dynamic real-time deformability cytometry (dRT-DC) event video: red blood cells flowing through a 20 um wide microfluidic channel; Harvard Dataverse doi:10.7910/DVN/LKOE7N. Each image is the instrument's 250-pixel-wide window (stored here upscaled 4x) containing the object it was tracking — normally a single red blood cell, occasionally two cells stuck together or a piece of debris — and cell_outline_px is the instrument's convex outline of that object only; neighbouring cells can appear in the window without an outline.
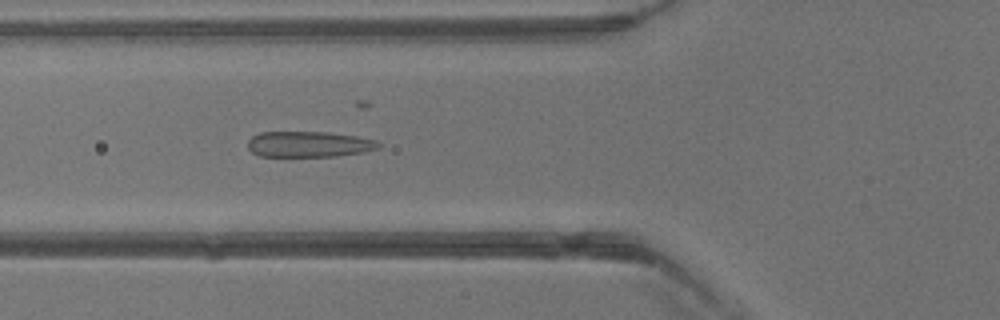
{"species": "common noctule bat (a hibernating species)", "species_latin": "Nyctalus noctula", "temperature_condition": "warm", "stored_images_in_passage": 40, "camera_frame_rate_fps": 3000, "um_per_image_px": 0.085, "animal": {"sex": "male", "body_mass_g": 13.3}, "frame": {"image": 1, "passage_image": 15, "time_ms": 4.667, "image_size_px": [1000, 320], "cell_outline_px": [[380, 148], [364, 152], [336, 156], [260, 156], [252, 152], [248, 148], [248, 140], [252, 136], [260, 132], [324, 132], [356, 136], [376, 140], [380, 144]], "centroid_in_image_um": [26.25, 12.26], "position_along_channel_um": 99.5, "area_um2": 19.59}}
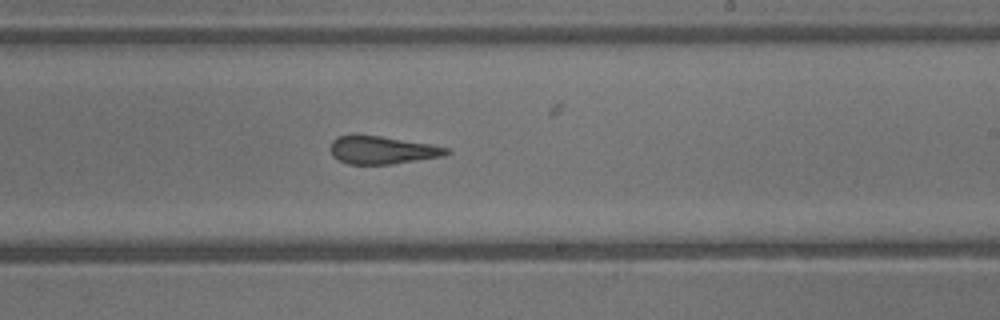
{"frame": {"image": 2, "passage_image": 24, "time_ms": 7.667, "image_size_px": [1000, 320], "cell_outline_px": [[452, 152], [444, 156], [392, 164], [348, 164], [332, 156], [328, 148], [332, 140], [336, 136], [352, 132], [380, 136], [432, 144], [448, 148]], "centroid_in_image_um": [32.42, 12.72], "position_along_channel_um": 256.6, "area_um2": 19.48}}
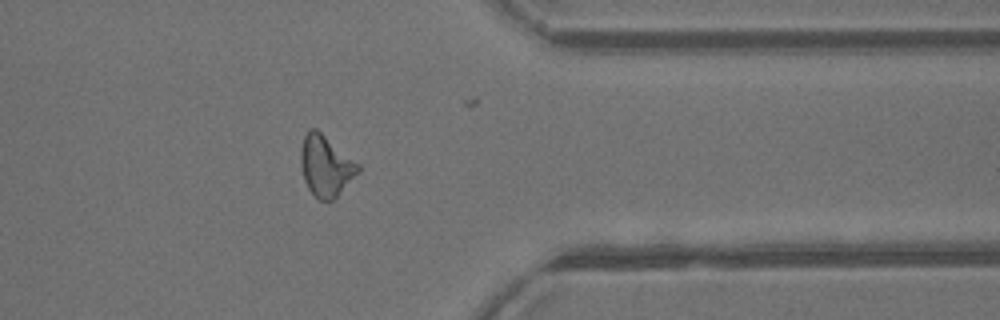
{"frame": {"image": 3, "passage_image": 32, "time_ms": 10.333, "image_size_px": [1000, 320], "cell_outline_px": [[360, 168], [336, 196], [332, 200], [320, 200], [308, 188], [304, 180], [300, 164], [300, 148], [304, 136], [312, 128], [316, 128], [360, 164]], "centroid_in_image_um": [27.65, 14.06], "position_along_channel_um": 383.8, "area_um2": 19.88}}